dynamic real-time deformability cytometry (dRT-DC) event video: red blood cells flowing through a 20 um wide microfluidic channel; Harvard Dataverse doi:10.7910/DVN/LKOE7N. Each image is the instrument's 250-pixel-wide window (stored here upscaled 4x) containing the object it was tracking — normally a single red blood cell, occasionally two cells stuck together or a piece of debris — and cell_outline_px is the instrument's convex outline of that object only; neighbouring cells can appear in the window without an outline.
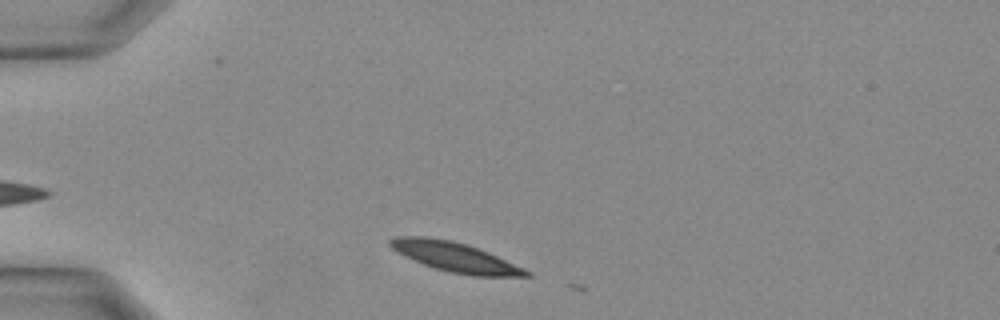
{"species": "Egyptian fruit bat (a non-hibernating species)", "species_latin": "Rousettus aegyptiacus", "temperature_condition": "warm", "stored_images_in_passage": 2, "camera_frame_rate_fps": 3000, "um_per_image_px": 0.085, "animal": {"sex": "female"}, "frame": {"image": 1, "passage_image": 1, "time_ms": 0.0, "image_size_px": [1000, 320], "cell_outline_px": [[532, 276], [472, 276], [452, 272], [436, 268], [424, 264], [392, 248], [388, 244], [388, 240], [396, 236], [424, 236], [452, 240], [488, 252], [524, 268], [532, 272]], "centroid_in_image_um": [38.71, 21.84], "position_along_channel_um": 46.3, "area_um2": 22.95}}